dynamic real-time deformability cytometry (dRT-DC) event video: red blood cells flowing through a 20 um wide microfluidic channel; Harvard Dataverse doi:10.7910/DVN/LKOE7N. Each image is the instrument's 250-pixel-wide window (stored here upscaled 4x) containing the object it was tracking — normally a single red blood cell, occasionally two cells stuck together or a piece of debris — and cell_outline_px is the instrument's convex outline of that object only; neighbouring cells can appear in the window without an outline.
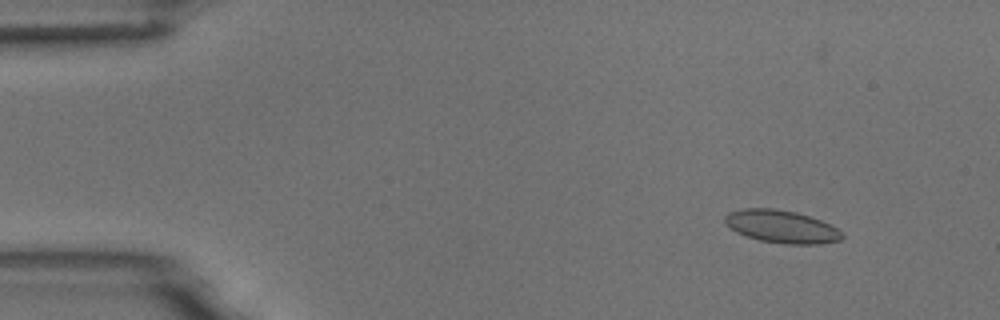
{"species": "common noctule bat (a hibernating species)", "species_latin": "Nyctalus noctula", "temperature_condition": "room temperature", "stored_images_in_passage": 55, "camera_frame_rate_fps": 3000, "um_per_image_px": 0.085, "animal": {"sex": "male", "body_mass_g": 18.8}, "frame": {"image": 1, "passage_image": 6, "time_ms": 1.667, "image_size_px": [1000, 320], "cell_outline_px": [[844, 236], [840, 240], [820, 244], [784, 244], [760, 240], [736, 232], [724, 220], [724, 216], [728, 212], [744, 208], [776, 208], [796, 212], [820, 220], [844, 232]], "centroid_in_image_um": [66.45, 19.25], "position_along_channel_um": 18.6, "area_um2": 22.25}}
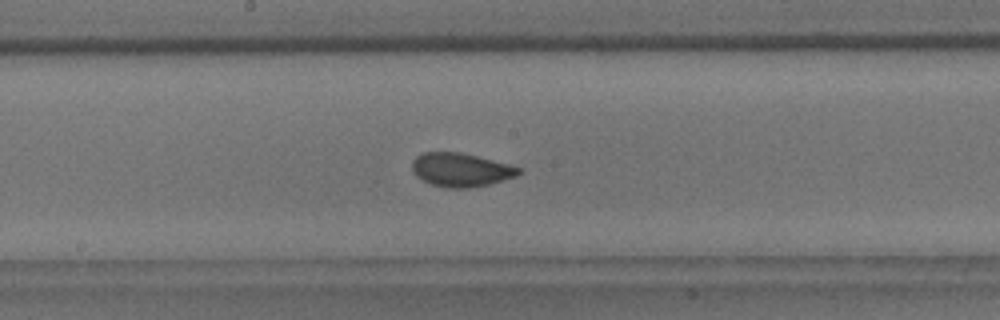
{"frame": {"image": 2, "passage_image": 29, "time_ms": 9.333, "image_size_px": [1000, 320], "cell_outline_px": [[520, 172], [516, 176], [488, 184], [468, 188], [444, 188], [432, 184], [416, 176], [412, 172], [412, 160], [416, 156], [424, 152], [460, 152], [508, 164], [520, 168]], "centroid_in_image_um": [39.12, 14.43], "position_along_channel_um": 209.1, "area_um2": 20.69}}
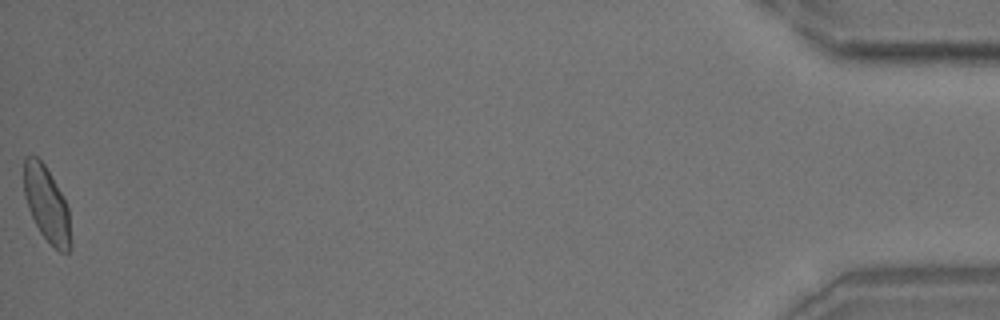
{"frame": {"image": 3, "passage_image": 55, "time_ms": 18.0, "image_size_px": [1000, 320], "cell_outline_px": [[72, 248], [68, 252], [60, 252], [40, 232], [28, 208], [24, 196], [24, 156], [36, 156], [44, 164], [60, 192], [68, 208], [72, 240]], "centroid_in_image_um": [3.98, 17.38], "position_along_channel_um": 431.2, "area_um2": 20.29}, "authors_computed_cell_mechanics": {"area_um2": 20.808, "velocity_mm_per_s": 3.6889, "shape_relaxation_time_tau1_ms": 4.0367, "shape_relaxation_time_tau2_ms": null, "deformation_change_tau1": 0.1045, "deformation_change_tau2": null}}